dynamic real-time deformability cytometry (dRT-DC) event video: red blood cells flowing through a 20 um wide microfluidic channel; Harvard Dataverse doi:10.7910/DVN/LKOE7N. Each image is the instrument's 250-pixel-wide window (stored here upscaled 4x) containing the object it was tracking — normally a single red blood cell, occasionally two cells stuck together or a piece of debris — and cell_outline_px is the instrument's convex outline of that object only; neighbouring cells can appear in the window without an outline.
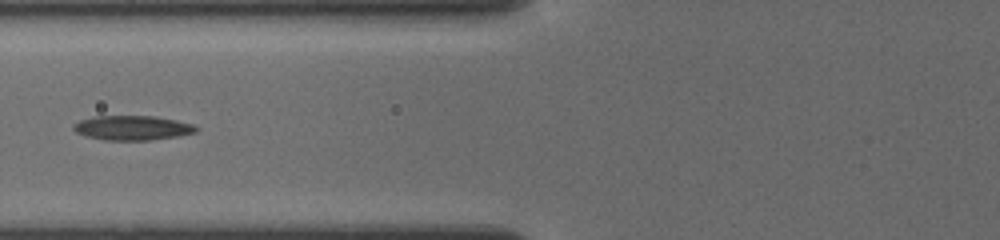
{"species": "common noctule bat (a hibernating species)", "species_latin": "Nyctalus noctula", "temperature_condition": "cold", "stored_images_in_passage": 7, "camera_frame_rate_fps": 3000, "um_per_image_px": 0.085, "animal": {"sex": "female", "body_mass_g": 19.5, "forearm_length_mm": 54.1}, "frame": {"image": 1, "passage_image": 3, "time_ms": 1.667, "image_size_px": [1000, 240], "cell_outline_px": [[200, 128], [196, 132], [180, 136], [152, 140], [104, 140], [84, 136], [76, 132], [72, 128], [80, 120], [92, 116], [156, 116], [196, 124]], "centroid_in_image_um": [11.31, 10.87], "position_along_channel_um": 114.5, "area_um2": 17.8}}
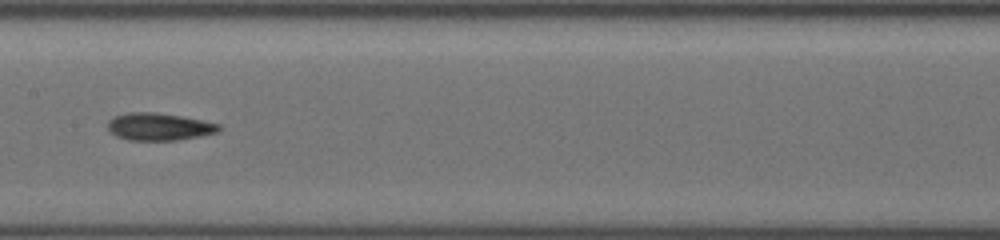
{"frame": {"image": 2, "passage_image": 6, "time_ms": 3.667, "image_size_px": [1000, 240], "cell_outline_px": [[220, 128], [216, 132], [176, 140], [128, 140], [116, 136], [108, 128], [108, 120], [116, 116], [128, 112], [152, 112], [180, 116], [220, 124]], "centroid_in_image_um": [13.47, 10.76], "position_along_channel_um": 193.9, "area_um2": 17.34}}